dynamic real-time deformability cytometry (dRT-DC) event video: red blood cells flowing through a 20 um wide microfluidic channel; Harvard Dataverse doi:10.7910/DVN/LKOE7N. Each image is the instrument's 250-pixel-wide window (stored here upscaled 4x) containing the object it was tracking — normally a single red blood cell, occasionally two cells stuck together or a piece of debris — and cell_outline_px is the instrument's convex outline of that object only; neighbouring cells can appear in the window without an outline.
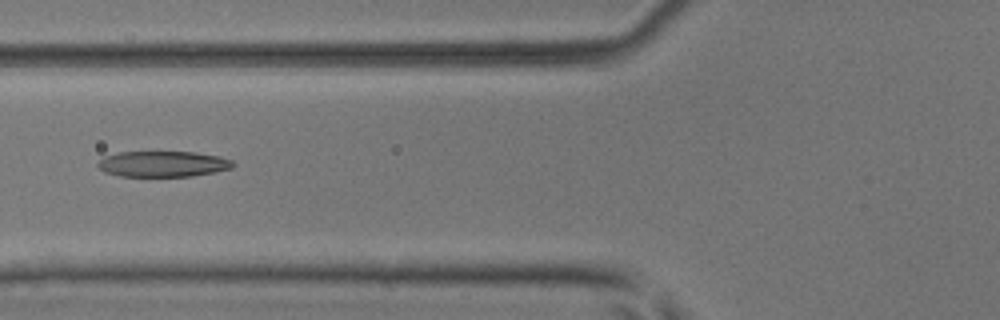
{"species": "common noctule bat (a hibernating species)", "species_latin": "Nyctalus noctula", "temperature_condition": "room temperature", "stored_images_in_passage": 6, "camera_frame_rate_fps": 3000, "um_per_image_px": 0.085, "animal": {"sex": "male", "body_mass_g": 17.9, "forearm_length_mm": 54.2}, "frame": {"image": 1, "passage_image": 5, "time_ms": 1.333, "image_size_px": [1000, 320], "cell_outline_px": [[236, 164], [232, 168], [192, 176], [120, 176], [104, 172], [96, 164], [104, 156], [116, 152], [196, 152], [220, 156], [232, 160]], "centroid_in_image_um": [13.85, 13.93], "position_along_channel_um": 112.0, "area_um2": 20.35}}
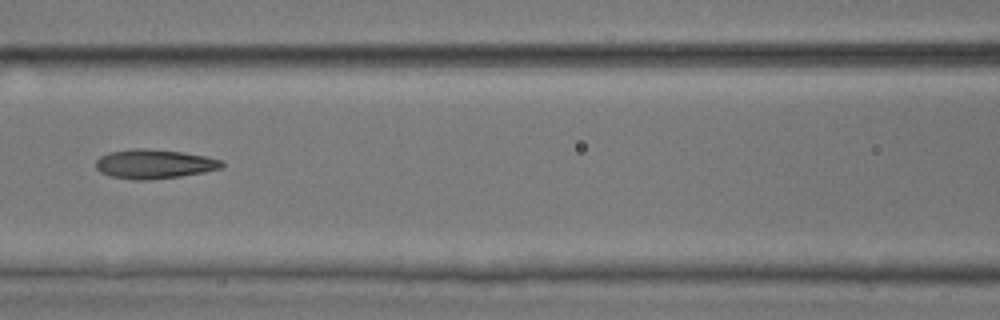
{"frame": {"image": 2, "passage_image": 6, "time_ms": 1.667, "image_size_px": [1000, 320], "cell_outline_px": [[224, 168], [204, 172], [180, 176], [152, 180], [132, 180], [112, 176], [100, 172], [96, 168], [96, 160], [100, 156], [108, 152], [136, 148], [144, 148], [184, 152], [204, 156], [220, 160], [224, 164]], "centroid_in_image_um": [13.1, 13.94], "position_along_channel_um": 153.5, "area_um2": 21.56}}